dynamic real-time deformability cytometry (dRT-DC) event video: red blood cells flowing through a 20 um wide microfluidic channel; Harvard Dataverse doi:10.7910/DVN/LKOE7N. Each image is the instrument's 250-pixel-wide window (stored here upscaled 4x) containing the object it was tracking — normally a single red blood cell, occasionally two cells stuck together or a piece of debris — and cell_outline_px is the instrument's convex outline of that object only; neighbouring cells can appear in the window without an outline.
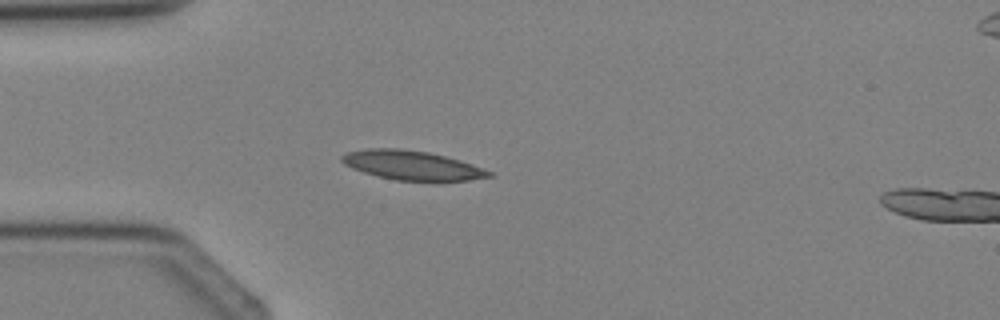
{"species": "Egyptian fruit bat (a non-hibernating species)", "species_latin": "Rousettus aegyptiacus", "temperature_condition": "cold", "stored_images_in_passage": 4, "camera_frame_rate_fps": 3000, "um_per_image_px": 0.085, "animal": {"sex": "female"}, "frame": {"image": 1, "passage_image": 3, "time_ms": 2.333, "image_size_px": [1000, 320], "cell_outline_px": [[496, 176], [468, 180], [396, 180], [376, 176], [352, 168], [344, 164], [340, 160], [340, 156], [344, 152], [368, 148], [400, 148], [428, 152], [460, 160], [492, 172]], "centroid_in_image_um": [34.96, 14.03], "position_along_channel_um": 50.0, "area_um2": 24.97}}